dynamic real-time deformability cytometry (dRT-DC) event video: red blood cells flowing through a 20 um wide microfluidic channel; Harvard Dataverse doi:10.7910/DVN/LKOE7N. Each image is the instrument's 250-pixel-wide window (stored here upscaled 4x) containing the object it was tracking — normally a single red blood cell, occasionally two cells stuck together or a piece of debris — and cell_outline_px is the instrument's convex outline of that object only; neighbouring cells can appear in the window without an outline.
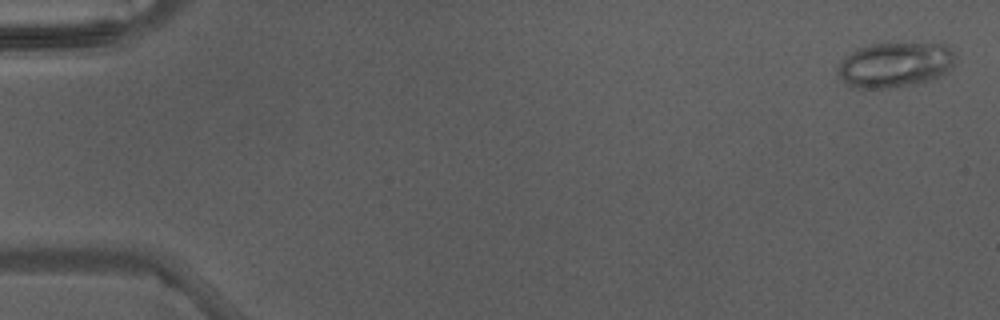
{"species": "Egyptian fruit bat (a non-hibernating species)", "species_latin": "Rousettus aegyptiacus", "temperature_condition": "warm", "stored_images_in_passage": 4, "camera_frame_rate_fps": 3000, "um_per_image_px": 0.085, "animal": {"sex": "male"}, "frame": {"image": 1, "passage_image": 1, "time_ms": 0.0, "image_size_px": [1000, 320], "cell_outline_px": [[956, 56], [952, 64], [940, 76], [928, 80], [888, 88], [860, 88], [852, 84], [840, 72], [840, 64], [844, 56], [856, 48], [872, 44], [944, 44], [956, 52]], "centroid_in_image_um": [76.13, 5.47], "position_along_channel_um": 8.9, "area_um2": 29.77}}